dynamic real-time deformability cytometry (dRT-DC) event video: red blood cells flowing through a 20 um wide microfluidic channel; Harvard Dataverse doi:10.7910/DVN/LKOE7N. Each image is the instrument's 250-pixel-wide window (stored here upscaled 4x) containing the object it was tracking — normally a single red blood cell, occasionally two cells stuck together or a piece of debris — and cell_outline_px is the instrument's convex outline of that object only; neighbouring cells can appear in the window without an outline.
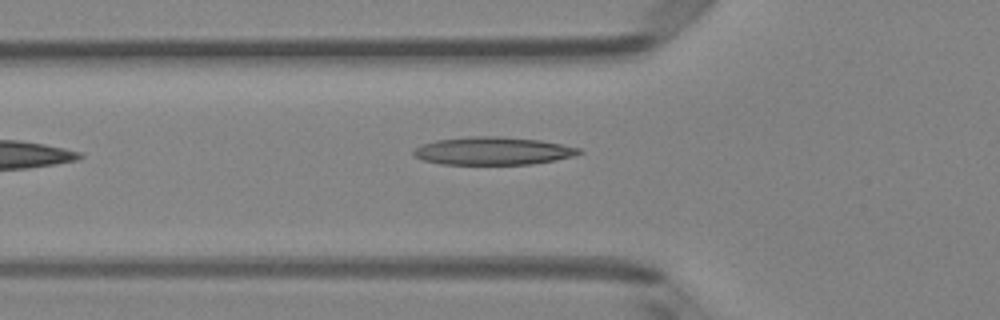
{"species": "Egyptian fruit bat (a non-hibernating species)", "species_latin": "Rousettus aegyptiacus", "temperature_condition": "room temperature", "stored_images_in_passage": 5, "camera_frame_rate_fps": 3000, "um_per_image_px": 0.085, "animal": {"sex": "female"}, "frame": {"image": 1, "passage_image": 5, "time_ms": 1.333, "image_size_px": [1000, 320], "cell_outline_px": [[584, 152], [576, 156], [556, 160], [532, 164], [440, 164], [424, 160], [412, 156], [412, 152], [416, 148], [424, 144], [436, 140], [468, 136], [500, 136], [540, 140], [580, 148]], "centroid_in_image_um": [41.92, 12.83], "position_along_channel_um": 83.9, "area_um2": 26.99}}